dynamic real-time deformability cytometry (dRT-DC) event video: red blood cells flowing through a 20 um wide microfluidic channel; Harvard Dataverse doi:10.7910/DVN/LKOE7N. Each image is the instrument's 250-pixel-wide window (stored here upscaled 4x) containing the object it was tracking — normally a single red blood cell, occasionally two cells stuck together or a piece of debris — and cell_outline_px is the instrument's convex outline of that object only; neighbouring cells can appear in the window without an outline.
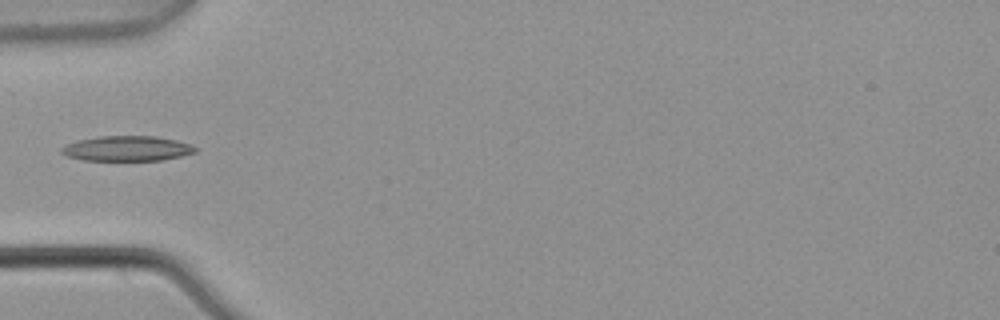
{"species": "common noctule bat (a hibernating species)", "species_latin": "Nyctalus noctula", "temperature_condition": "warm", "stored_images_in_passage": 6, "camera_frame_rate_fps": 3000, "um_per_image_px": 0.085, "animal": {"sex": "male", "body_mass_g": 21.5, "forearm_length_mm": 52.0}, "frame": {"image": 1, "passage_image": 5, "time_ms": 1.333, "image_size_px": [1000, 320], "cell_outline_px": [[196, 152], [180, 156], [160, 160], [84, 160], [64, 156], [60, 152], [60, 148], [68, 144], [80, 140], [100, 136], [156, 136], [176, 140], [192, 144], [196, 148]], "centroid_in_image_um": [10.79, 12.62], "position_along_channel_um": 74.2, "area_um2": 19.48}}
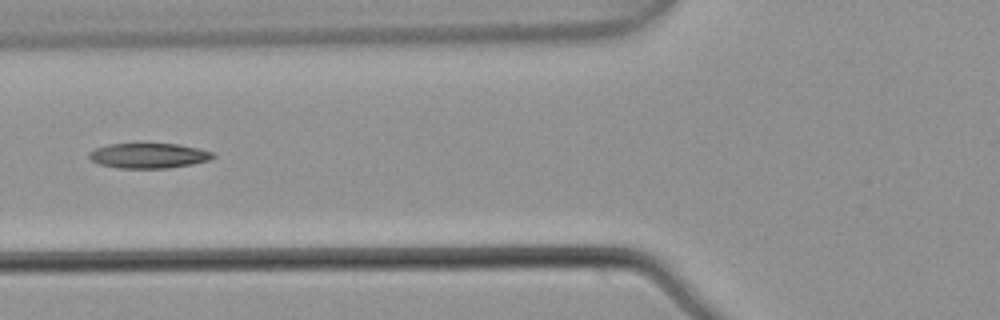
{"frame": {"image": 2, "passage_image": 6, "time_ms": 1.667, "image_size_px": [1000, 320], "cell_outline_px": [[216, 156], [208, 160], [192, 164], [168, 168], [116, 168], [100, 164], [92, 160], [88, 156], [88, 152], [96, 148], [108, 144], [176, 144], [196, 148], [212, 152]], "centroid_in_image_um": [12.6, 13.24], "position_along_channel_um": 113.2, "area_um2": 17.92}}